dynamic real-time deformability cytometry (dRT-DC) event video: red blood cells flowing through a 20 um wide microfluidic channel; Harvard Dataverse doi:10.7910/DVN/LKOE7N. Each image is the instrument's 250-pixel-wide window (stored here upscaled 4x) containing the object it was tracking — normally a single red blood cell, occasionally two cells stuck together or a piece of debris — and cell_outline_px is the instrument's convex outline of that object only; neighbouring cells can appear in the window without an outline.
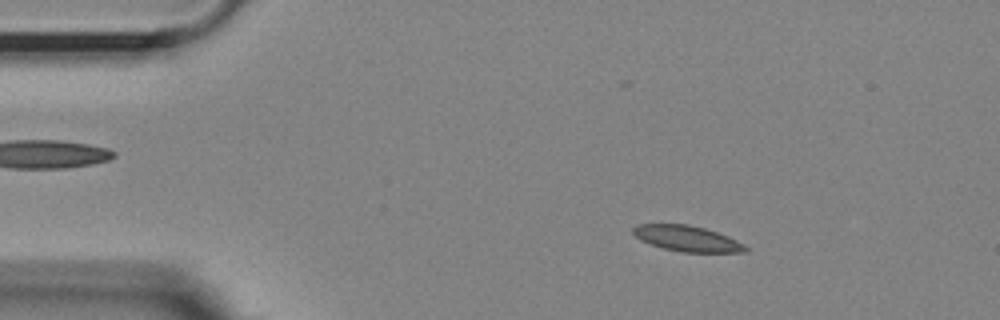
{"species": "Egyptian fruit bat (a non-hibernating species)", "species_latin": "Rousettus aegyptiacus", "temperature_condition": "room temperature", "stored_images_in_passage": 54, "camera_frame_rate_fps": 3000, "um_per_image_px": 0.085, "animal": {"sex": "female"}, "frame": {"image": 1, "passage_image": 8, "time_ms": 2.333, "image_size_px": [1000, 320], "cell_outline_px": [[748, 252], [680, 252], [664, 248], [640, 240], [632, 232], [632, 228], [636, 224], [688, 224], [704, 228], [728, 236], [744, 244], [748, 248]], "centroid_in_image_um": [58.4, 20.27], "position_along_channel_um": 26.6, "area_um2": 16.76}}
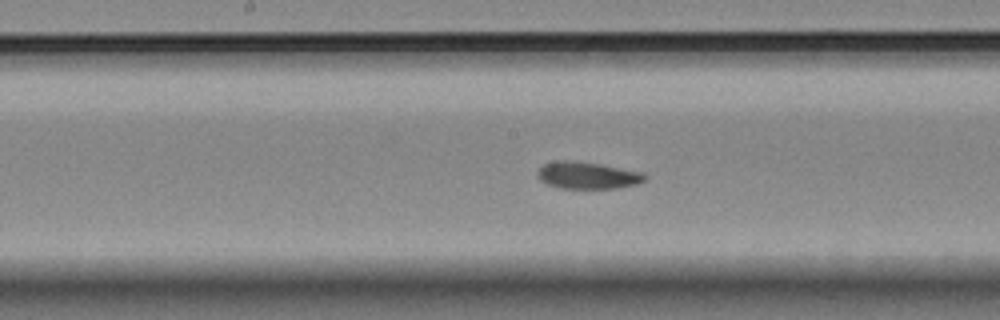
{"frame": {"image": 2, "passage_image": 27, "time_ms": 8.667, "image_size_px": [1000, 320], "cell_outline_px": [[648, 176], [644, 180], [636, 184], [616, 188], [560, 188], [548, 184], [540, 180], [536, 172], [544, 164], [556, 160], [568, 160], [600, 164], [644, 172]], "centroid_in_image_um": [49.94, 14.9], "position_along_channel_um": 198.3, "area_um2": 16.82}}
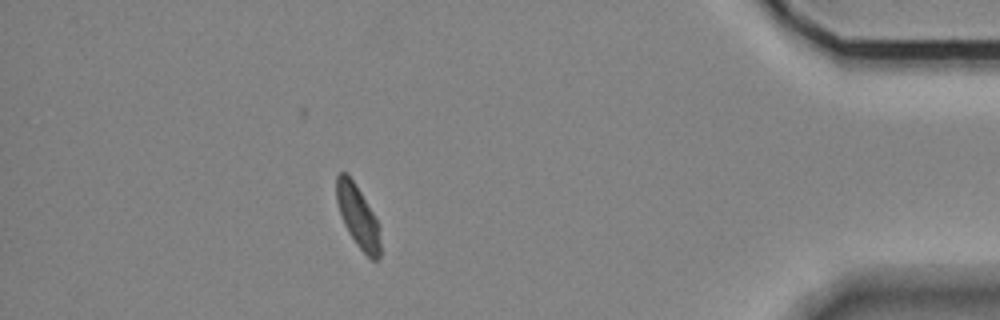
{"frame": {"image": 3, "passage_image": 48, "time_ms": 15.667, "image_size_px": [1000, 320], "cell_outline_px": [[380, 260], [372, 260], [356, 244], [348, 232], [344, 224], [336, 200], [336, 176], [340, 172], [344, 172], [352, 180], [360, 192], [372, 212], [380, 228]], "centroid_in_image_um": [30.42, 18.43], "position_along_channel_um": 404.8, "area_um2": 15.61}, "authors_computed_cell_mechanics": {"area_um2": 16.8776, "velocity_mm_per_s": 3.6202, "shape_relaxation_time_tau1_ms": 4.1147, "shape_relaxation_time_tau2_ms": 4.7796, "deformation_change_tau1": 0.1036, "deformation_change_tau2": 0.0702}}